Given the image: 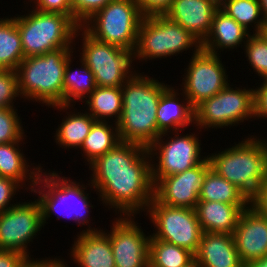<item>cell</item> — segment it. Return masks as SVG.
Instances as JSON below:
<instances>
[{"label": "cell", "instance_id": "obj_1", "mask_svg": "<svg viewBox=\"0 0 267 267\" xmlns=\"http://www.w3.org/2000/svg\"><path fill=\"white\" fill-rule=\"evenodd\" d=\"M90 188L103 204L120 216L146 212L154 198L151 159L147 148L132 142H119L89 165ZM118 211V212H117Z\"/></svg>", "mask_w": 267, "mask_h": 267}, {"label": "cell", "instance_id": "obj_2", "mask_svg": "<svg viewBox=\"0 0 267 267\" xmlns=\"http://www.w3.org/2000/svg\"><path fill=\"white\" fill-rule=\"evenodd\" d=\"M136 72L122 86V114L117 122L121 141L148 148L160 135L157 109L161 94L170 86Z\"/></svg>", "mask_w": 267, "mask_h": 267}, {"label": "cell", "instance_id": "obj_3", "mask_svg": "<svg viewBox=\"0 0 267 267\" xmlns=\"http://www.w3.org/2000/svg\"><path fill=\"white\" fill-rule=\"evenodd\" d=\"M211 168L234 184L250 200L267 178V140L256 136L207 155Z\"/></svg>", "mask_w": 267, "mask_h": 267}, {"label": "cell", "instance_id": "obj_4", "mask_svg": "<svg viewBox=\"0 0 267 267\" xmlns=\"http://www.w3.org/2000/svg\"><path fill=\"white\" fill-rule=\"evenodd\" d=\"M74 48L25 57L16 69L20 99L52 107L63 104L64 69Z\"/></svg>", "mask_w": 267, "mask_h": 267}, {"label": "cell", "instance_id": "obj_5", "mask_svg": "<svg viewBox=\"0 0 267 267\" xmlns=\"http://www.w3.org/2000/svg\"><path fill=\"white\" fill-rule=\"evenodd\" d=\"M41 169L37 175L36 183L32 189L34 194H38L37 201L41 206L42 225L45 226L46 220L51 215H57V219L68 218L81 224L88 225V229L83 232H96L100 229L92 228L89 225L90 214L89 207L93 208L90 203L89 194L85 190V184L70 180V177H61L56 171L43 172ZM69 215V216H68Z\"/></svg>", "mask_w": 267, "mask_h": 267}, {"label": "cell", "instance_id": "obj_6", "mask_svg": "<svg viewBox=\"0 0 267 267\" xmlns=\"http://www.w3.org/2000/svg\"><path fill=\"white\" fill-rule=\"evenodd\" d=\"M31 10L26 15L13 17L21 36L24 57L43 55L60 48H73L79 26L69 16Z\"/></svg>", "mask_w": 267, "mask_h": 267}, {"label": "cell", "instance_id": "obj_7", "mask_svg": "<svg viewBox=\"0 0 267 267\" xmlns=\"http://www.w3.org/2000/svg\"><path fill=\"white\" fill-rule=\"evenodd\" d=\"M201 50L202 43L165 15L143 17L139 26L134 60H152L178 55L191 49ZM178 53V54H177Z\"/></svg>", "mask_w": 267, "mask_h": 267}, {"label": "cell", "instance_id": "obj_8", "mask_svg": "<svg viewBox=\"0 0 267 267\" xmlns=\"http://www.w3.org/2000/svg\"><path fill=\"white\" fill-rule=\"evenodd\" d=\"M142 18L136 0H112L82 28L100 42L134 52Z\"/></svg>", "mask_w": 267, "mask_h": 267}, {"label": "cell", "instance_id": "obj_9", "mask_svg": "<svg viewBox=\"0 0 267 267\" xmlns=\"http://www.w3.org/2000/svg\"><path fill=\"white\" fill-rule=\"evenodd\" d=\"M79 35L83 38L80 58L92 71L97 86L122 87L137 72L132 67L133 51L100 42L82 27L77 29L75 38Z\"/></svg>", "mask_w": 267, "mask_h": 267}, {"label": "cell", "instance_id": "obj_10", "mask_svg": "<svg viewBox=\"0 0 267 267\" xmlns=\"http://www.w3.org/2000/svg\"><path fill=\"white\" fill-rule=\"evenodd\" d=\"M231 86L229 82L219 93L194 108L195 127L226 128L254 118L253 88Z\"/></svg>", "mask_w": 267, "mask_h": 267}, {"label": "cell", "instance_id": "obj_11", "mask_svg": "<svg viewBox=\"0 0 267 267\" xmlns=\"http://www.w3.org/2000/svg\"><path fill=\"white\" fill-rule=\"evenodd\" d=\"M179 132L181 131L163 133L147 148L151 159L153 184L162 177L189 170L201 164L208 157L201 156V140L195 133L181 135ZM171 133L174 134L173 137L169 136ZM164 136L167 137V140L163 138ZM154 160L158 163H154Z\"/></svg>", "mask_w": 267, "mask_h": 267}, {"label": "cell", "instance_id": "obj_12", "mask_svg": "<svg viewBox=\"0 0 267 267\" xmlns=\"http://www.w3.org/2000/svg\"><path fill=\"white\" fill-rule=\"evenodd\" d=\"M146 211L155 229L151 237L197 253L203 231L195 209L168 206L153 198Z\"/></svg>", "mask_w": 267, "mask_h": 267}, {"label": "cell", "instance_id": "obj_13", "mask_svg": "<svg viewBox=\"0 0 267 267\" xmlns=\"http://www.w3.org/2000/svg\"><path fill=\"white\" fill-rule=\"evenodd\" d=\"M219 55L194 50L188 68L184 69L183 86H180L193 108L219 93L230 82Z\"/></svg>", "mask_w": 267, "mask_h": 267}, {"label": "cell", "instance_id": "obj_14", "mask_svg": "<svg viewBox=\"0 0 267 267\" xmlns=\"http://www.w3.org/2000/svg\"><path fill=\"white\" fill-rule=\"evenodd\" d=\"M42 227L41 206L37 199L17 202L0 212V250L17 251L31 258L28 243L33 242Z\"/></svg>", "mask_w": 267, "mask_h": 267}, {"label": "cell", "instance_id": "obj_15", "mask_svg": "<svg viewBox=\"0 0 267 267\" xmlns=\"http://www.w3.org/2000/svg\"><path fill=\"white\" fill-rule=\"evenodd\" d=\"M124 217V218H123ZM109 236L115 267H149V242L132 216H119L114 219Z\"/></svg>", "mask_w": 267, "mask_h": 267}, {"label": "cell", "instance_id": "obj_16", "mask_svg": "<svg viewBox=\"0 0 267 267\" xmlns=\"http://www.w3.org/2000/svg\"><path fill=\"white\" fill-rule=\"evenodd\" d=\"M208 157L199 165L183 172L162 177L154 184V198L173 207L195 209L207 171Z\"/></svg>", "mask_w": 267, "mask_h": 267}, {"label": "cell", "instance_id": "obj_17", "mask_svg": "<svg viewBox=\"0 0 267 267\" xmlns=\"http://www.w3.org/2000/svg\"><path fill=\"white\" fill-rule=\"evenodd\" d=\"M232 236L245 266L267 256V218L251 205L240 215Z\"/></svg>", "mask_w": 267, "mask_h": 267}, {"label": "cell", "instance_id": "obj_18", "mask_svg": "<svg viewBox=\"0 0 267 267\" xmlns=\"http://www.w3.org/2000/svg\"><path fill=\"white\" fill-rule=\"evenodd\" d=\"M218 8L219 0H173L165 16L203 43L210 33Z\"/></svg>", "mask_w": 267, "mask_h": 267}, {"label": "cell", "instance_id": "obj_19", "mask_svg": "<svg viewBox=\"0 0 267 267\" xmlns=\"http://www.w3.org/2000/svg\"><path fill=\"white\" fill-rule=\"evenodd\" d=\"M75 239L70 252L74 264L79 267H115L111 242L103 229L81 231Z\"/></svg>", "mask_w": 267, "mask_h": 267}, {"label": "cell", "instance_id": "obj_20", "mask_svg": "<svg viewBox=\"0 0 267 267\" xmlns=\"http://www.w3.org/2000/svg\"><path fill=\"white\" fill-rule=\"evenodd\" d=\"M194 256L200 267H246L231 234L203 232Z\"/></svg>", "mask_w": 267, "mask_h": 267}, {"label": "cell", "instance_id": "obj_21", "mask_svg": "<svg viewBox=\"0 0 267 267\" xmlns=\"http://www.w3.org/2000/svg\"><path fill=\"white\" fill-rule=\"evenodd\" d=\"M179 94L183 96L182 99ZM179 99L183 101L179 102ZM156 115L158 131L161 134L182 131V128L184 130L190 124H194V108L190 105L189 99L172 86L161 94Z\"/></svg>", "mask_w": 267, "mask_h": 267}, {"label": "cell", "instance_id": "obj_22", "mask_svg": "<svg viewBox=\"0 0 267 267\" xmlns=\"http://www.w3.org/2000/svg\"><path fill=\"white\" fill-rule=\"evenodd\" d=\"M251 33L218 8L213 17L210 33L202 43V50L219 54L224 49L233 50L240 45L242 48Z\"/></svg>", "mask_w": 267, "mask_h": 267}, {"label": "cell", "instance_id": "obj_23", "mask_svg": "<svg viewBox=\"0 0 267 267\" xmlns=\"http://www.w3.org/2000/svg\"><path fill=\"white\" fill-rule=\"evenodd\" d=\"M246 208L216 201H198L195 210L203 232L233 235Z\"/></svg>", "mask_w": 267, "mask_h": 267}, {"label": "cell", "instance_id": "obj_24", "mask_svg": "<svg viewBox=\"0 0 267 267\" xmlns=\"http://www.w3.org/2000/svg\"><path fill=\"white\" fill-rule=\"evenodd\" d=\"M22 142L23 140H18L11 143L0 144V177L13 179L22 187H26V183L29 182L30 185L28 183L27 185L29 187L26 188L28 190L30 189L29 191L32 192L37 175L43 167L41 165L31 167L29 162L27 163L28 160H26L23 150L21 152V147H19Z\"/></svg>", "mask_w": 267, "mask_h": 267}, {"label": "cell", "instance_id": "obj_25", "mask_svg": "<svg viewBox=\"0 0 267 267\" xmlns=\"http://www.w3.org/2000/svg\"><path fill=\"white\" fill-rule=\"evenodd\" d=\"M73 105H57L52 106V108H56L55 110H59L60 112L66 111L68 116L62 119L61 124L58 125L55 133V142L60 145V147L66 148H75L80 150L85 138L89 134L93 123L96 121L87 111L84 113L80 112H67L68 109L71 110L70 107Z\"/></svg>", "mask_w": 267, "mask_h": 267}, {"label": "cell", "instance_id": "obj_26", "mask_svg": "<svg viewBox=\"0 0 267 267\" xmlns=\"http://www.w3.org/2000/svg\"><path fill=\"white\" fill-rule=\"evenodd\" d=\"M199 201H216L248 207L250 199L234 184L221 177L216 171L210 168L204 178Z\"/></svg>", "mask_w": 267, "mask_h": 267}, {"label": "cell", "instance_id": "obj_27", "mask_svg": "<svg viewBox=\"0 0 267 267\" xmlns=\"http://www.w3.org/2000/svg\"><path fill=\"white\" fill-rule=\"evenodd\" d=\"M73 58L70 57L64 69L63 83V104L71 105L76 103L75 100H82V103L97 87L95 77L90 68L80 58L81 68L72 70L71 64Z\"/></svg>", "mask_w": 267, "mask_h": 267}, {"label": "cell", "instance_id": "obj_28", "mask_svg": "<svg viewBox=\"0 0 267 267\" xmlns=\"http://www.w3.org/2000/svg\"><path fill=\"white\" fill-rule=\"evenodd\" d=\"M88 113L97 121H108L116 118L117 124L122 114V87H99L86 98Z\"/></svg>", "mask_w": 267, "mask_h": 267}, {"label": "cell", "instance_id": "obj_29", "mask_svg": "<svg viewBox=\"0 0 267 267\" xmlns=\"http://www.w3.org/2000/svg\"><path fill=\"white\" fill-rule=\"evenodd\" d=\"M109 123V124H108ZM110 121H95L87 137L85 138L81 151L90 165L98 157L114 148L121 142L118 126L116 123L110 125Z\"/></svg>", "mask_w": 267, "mask_h": 267}, {"label": "cell", "instance_id": "obj_30", "mask_svg": "<svg viewBox=\"0 0 267 267\" xmlns=\"http://www.w3.org/2000/svg\"><path fill=\"white\" fill-rule=\"evenodd\" d=\"M24 58L15 19L0 18V69L16 70Z\"/></svg>", "mask_w": 267, "mask_h": 267}, {"label": "cell", "instance_id": "obj_31", "mask_svg": "<svg viewBox=\"0 0 267 267\" xmlns=\"http://www.w3.org/2000/svg\"><path fill=\"white\" fill-rule=\"evenodd\" d=\"M219 8L249 32L252 24L253 33H263L267 28L259 0H219Z\"/></svg>", "mask_w": 267, "mask_h": 267}, {"label": "cell", "instance_id": "obj_32", "mask_svg": "<svg viewBox=\"0 0 267 267\" xmlns=\"http://www.w3.org/2000/svg\"><path fill=\"white\" fill-rule=\"evenodd\" d=\"M195 259L189 250L150 238L149 267H186Z\"/></svg>", "mask_w": 267, "mask_h": 267}, {"label": "cell", "instance_id": "obj_33", "mask_svg": "<svg viewBox=\"0 0 267 267\" xmlns=\"http://www.w3.org/2000/svg\"><path fill=\"white\" fill-rule=\"evenodd\" d=\"M245 57L262 80L267 79V33H253L244 44Z\"/></svg>", "mask_w": 267, "mask_h": 267}, {"label": "cell", "instance_id": "obj_34", "mask_svg": "<svg viewBox=\"0 0 267 267\" xmlns=\"http://www.w3.org/2000/svg\"><path fill=\"white\" fill-rule=\"evenodd\" d=\"M15 108H0V144L24 140L25 130Z\"/></svg>", "mask_w": 267, "mask_h": 267}, {"label": "cell", "instance_id": "obj_35", "mask_svg": "<svg viewBox=\"0 0 267 267\" xmlns=\"http://www.w3.org/2000/svg\"><path fill=\"white\" fill-rule=\"evenodd\" d=\"M19 96L16 70L0 69V108H16L13 100Z\"/></svg>", "mask_w": 267, "mask_h": 267}, {"label": "cell", "instance_id": "obj_36", "mask_svg": "<svg viewBox=\"0 0 267 267\" xmlns=\"http://www.w3.org/2000/svg\"><path fill=\"white\" fill-rule=\"evenodd\" d=\"M112 0H70L74 22L79 26L89 20L97 11L103 9Z\"/></svg>", "mask_w": 267, "mask_h": 267}, {"label": "cell", "instance_id": "obj_37", "mask_svg": "<svg viewBox=\"0 0 267 267\" xmlns=\"http://www.w3.org/2000/svg\"><path fill=\"white\" fill-rule=\"evenodd\" d=\"M29 2L34 3L33 9L42 12L64 14L74 21L70 0H30Z\"/></svg>", "mask_w": 267, "mask_h": 267}, {"label": "cell", "instance_id": "obj_38", "mask_svg": "<svg viewBox=\"0 0 267 267\" xmlns=\"http://www.w3.org/2000/svg\"><path fill=\"white\" fill-rule=\"evenodd\" d=\"M23 187L13 179L0 177V212H4L16 205L10 204L12 198L19 192L18 189ZM10 204V205H9Z\"/></svg>", "mask_w": 267, "mask_h": 267}, {"label": "cell", "instance_id": "obj_39", "mask_svg": "<svg viewBox=\"0 0 267 267\" xmlns=\"http://www.w3.org/2000/svg\"><path fill=\"white\" fill-rule=\"evenodd\" d=\"M143 17H150L155 15H165L173 0H136Z\"/></svg>", "mask_w": 267, "mask_h": 267}, {"label": "cell", "instance_id": "obj_40", "mask_svg": "<svg viewBox=\"0 0 267 267\" xmlns=\"http://www.w3.org/2000/svg\"><path fill=\"white\" fill-rule=\"evenodd\" d=\"M261 84L253 89L254 118H267V79L262 80Z\"/></svg>", "mask_w": 267, "mask_h": 267}, {"label": "cell", "instance_id": "obj_41", "mask_svg": "<svg viewBox=\"0 0 267 267\" xmlns=\"http://www.w3.org/2000/svg\"><path fill=\"white\" fill-rule=\"evenodd\" d=\"M27 259L28 257L20 252L0 250V267H21Z\"/></svg>", "mask_w": 267, "mask_h": 267}, {"label": "cell", "instance_id": "obj_42", "mask_svg": "<svg viewBox=\"0 0 267 267\" xmlns=\"http://www.w3.org/2000/svg\"><path fill=\"white\" fill-rule=\"evenodd\" d=\"M250 205L267 218V178L262 183L258 193L250 200Z\"/></svg>", "mask_w": 267, "mask_h": 267}, {"label": "cell", "instance_id": "obj_43", "mask_svg": "<svg viewBox=\"0 0 267 267\" xmlns=\"http://www.w3.org/2000/svg\"><path fill=\"white\" fill-rule=\"evenodd\" d=\"M63 260V261H62ZM59 259L56 258H52L50 259V257L47 259H39L37 260V267H69L66 262H64V259Z\"/></svg>", "mask_w": 267, "mask_h": 267}, {"label": "cell", "instance_id": "obj_44", "mask_svg": "<svg viewBox=\"0 0 267 267\" xmlns=\"http://www.w3.org/2000/svg\"><path fill=\"white\" fill-rule=\"evenodd\" d=\"M246 267H267V256L248 264Z\"/></svg>", "mask_w": 267, "mask_h": 267}, {"label": "cell", "instance_id": "obj_45", "mask_svg": "<svg viewBox=\"0 0 267 267\" xmlns=\"http://www.w3.org/2000/svg\"><path fill=\"white\" fill-rule=\"evenodd\" d=\"M259 2L263 18L267 22V0H259Z\"/></svg>", "mask_w": 267, "mask_h": 267}, {"label": "cell", "instance_id": "obj_46", "mask_svg": "<svg viewBox=\"0 0 267 267\" xmlns=\"http://www.w3.org/2000/svg\"><path fill=\"white\" fill-rule=\"evenodd\" d=\"M21 267H37V259L34 260L33 258H28Z\"/></svg>", "mask_w": 267, "mask_h": 267}, {"label": "cell", "instance_id": "obj_47", "mask_svg": "<svg viewBox=\"0 0 267 267\" xmlns=\"http://www.w3.org/2000/svg\"><path fill=\"white\" fill-rule=\"evenodd\" d=\"M186 267H200L197 261L194 259L190 264H188Z\"/></svg>", "mask_w": 267, "mask_h": 267}]
</instances>
